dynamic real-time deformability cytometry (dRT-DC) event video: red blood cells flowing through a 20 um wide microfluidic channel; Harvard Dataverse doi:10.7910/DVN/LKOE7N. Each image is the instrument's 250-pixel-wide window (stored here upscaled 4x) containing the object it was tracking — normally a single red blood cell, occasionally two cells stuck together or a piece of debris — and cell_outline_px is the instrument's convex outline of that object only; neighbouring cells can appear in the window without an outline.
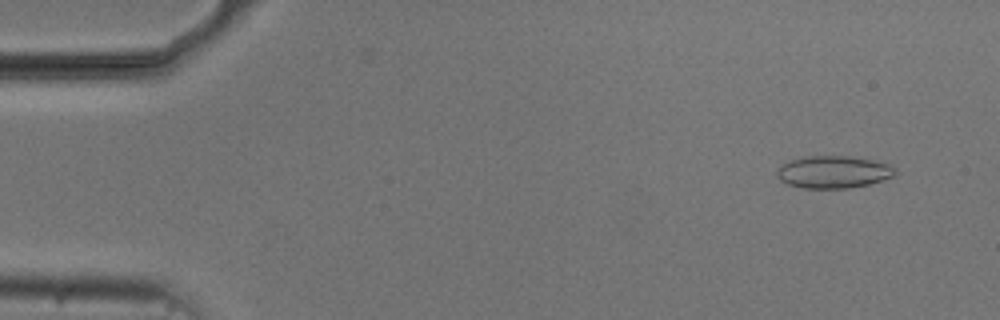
{"species": "common noctule bat (a hibernating species)", "species_latin": "Nyctalus noctula", "temperature_condition": "cold", "stored_images_in_passage": 13, "camera_frame_rate_fps": 3000, "um_per_image_px": 0.085, "animal": {"sex": "male", "body_mass_g": 20.5, "forearm_length_mm": 52.5}, "frame": {"image": 1, "passage_image": 4, "time_ms": 1.0, "image_size_px": [1000, 320], "cell_outline_px": [[896, 172], [892, 176], [868, 184], [848, 188], [800, 188], [788, 184], [780, 180], [776, 176], [776, 172], [780, 164], [792, 160], [808, 156], [848, 156], [872, 160], [888, 164], [896, 168]], "centroid_in_image_um": [70.79, 14.62], "position_along_channel_um": 14.2, "area_um2": 22.14}}